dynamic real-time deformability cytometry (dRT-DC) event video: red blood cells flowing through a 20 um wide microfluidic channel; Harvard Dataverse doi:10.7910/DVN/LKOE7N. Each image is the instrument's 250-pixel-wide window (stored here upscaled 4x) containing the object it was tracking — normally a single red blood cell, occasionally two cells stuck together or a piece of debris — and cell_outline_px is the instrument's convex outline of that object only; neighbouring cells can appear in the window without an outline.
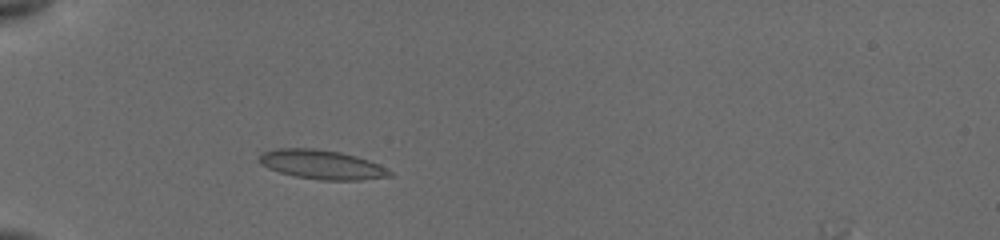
{"species": "common noctule bat (a hibernating species)", "species_latin": "Nyctalus noctula", "temperature_condition": "cold", "stored_images_in_passage": 8, "camera_frame_rate_fps": 3000, "um_per_image_px": 0.085, "animal": {"sex": "female", "body_mass_g": 19.5, "forearm_length_mm": 54.1}, "frame": {"image": 1, "passage_image": 3, "time_ms": 1.333, "image_size_px": [1000, 240], "cell_outline_px": [[392, 176], [360, 180], [320, 180], [296, 176], [280, 172], [268, 168], [260, 164], [256, 160], [260, 152], [276, 148], [316, 148], [340, 152], [356, 156], [368, 160], [392, 172]], "centroid_in_image_um": [27.27, 13.98], "position_along_channel_um": 57.7, "area_um2": 22.25}}
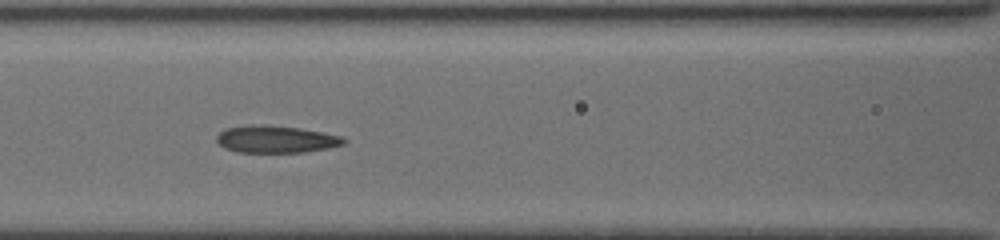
{"frame": {"image": 2, "passage_image": 7, "time_ms": 4.0, "image_size_px": [1000, 240], "cell_outline_px": [[348, 140], [344, 144], [328, 148], [304, 152], [236, 152], [224, 148], [216, 140], [216, 136], [220, 132], [228, 128], [248, 124], [268, 124], [300, 128], [344, 136]], "centroid_in_image_um": [23.47, 11.82], "position_along_channel_um": 143.1, "area_um2": 20.4}}
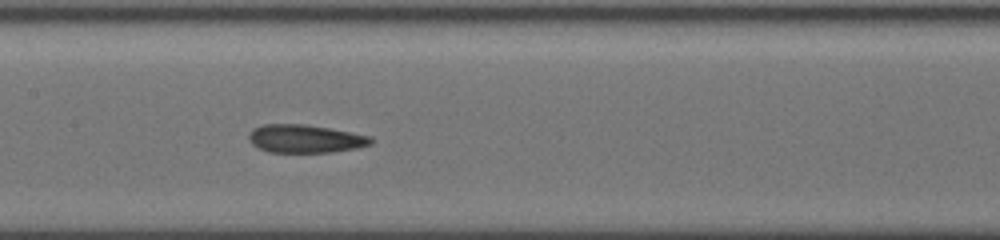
{"frame": {"image": 3, "passage_image": 8, "time_ms": 5.0, "image_size_px": [1000, 240], "cell_outline_px": [[376, 140], [372, 144], [356, 148], [332, 152], [268, 152], [252, 144], [248, 140], [248, 136], [252, 128], [264, 124], [308, 124], [372, 136]], "centroid_in_image_um": [25.96, 11.78], "position_along_channel_um": 181.4, "area_um2": 20.23}}